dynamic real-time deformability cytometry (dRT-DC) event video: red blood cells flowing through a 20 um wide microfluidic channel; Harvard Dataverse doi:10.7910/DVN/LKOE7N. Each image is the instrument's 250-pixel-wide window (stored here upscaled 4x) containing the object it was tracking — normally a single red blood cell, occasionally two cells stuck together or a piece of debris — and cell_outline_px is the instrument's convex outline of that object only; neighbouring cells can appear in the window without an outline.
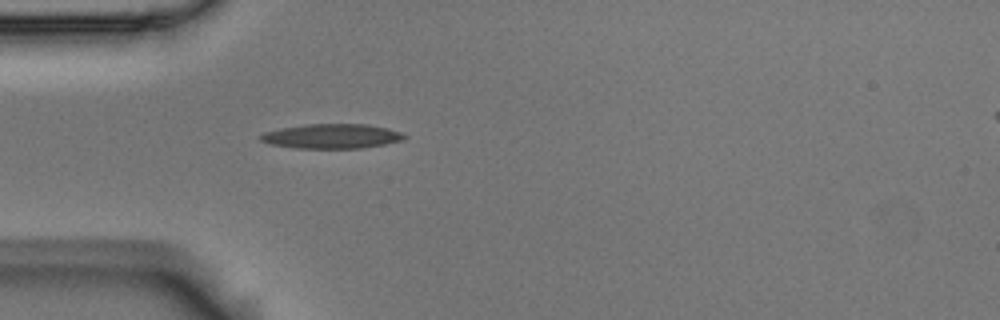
{"species": "Egyptian fruit bat (a non-hibernating species)", "species_latin": "Rousettus aegyptiacus", "temperature_condition": "room temperature", "stored_images_in_passage": 39, "camera_frame_rate_fps": 3000, "um_per_image_px": 0.085, "animal": {"sex": "male"}, "frame": {"image": 1, "passage_image": 1, "time_ms": 0.0, "image_size_px": [1000, 320], "cell_outline_px": [[408, 136], [404, 140], [364, 148], [296, 148], [272, 144], [260, 140], [260, 136], [264, 132], [280, 128], [304, 124], [368, 124], [388, 128], [400, 132]], "centroid_in_image_um": [28.24, 11.57], "position_along_channel_um": 56.8, "area_um2": 20.63}}
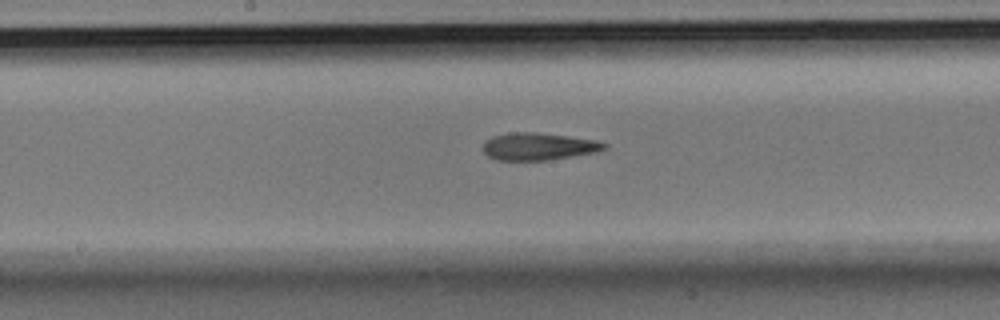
{"frame": {"image": 2, "passage_image": 13, "time_ms": 4.0, "image_size_px": [1000, 320], "cell_outline_px": [[608, 148], [596, 152], [548, 160], [496, 160], [488, 156], [484, 152], [484, 140], [492, 136], [512, 132], [536, 132], [568, 136], [596, 140], [608, 144]], "centroid_in_image_um": [45.77, 12.44], "position_along_channel_um": 202.4, "area_um2": 19.36}}
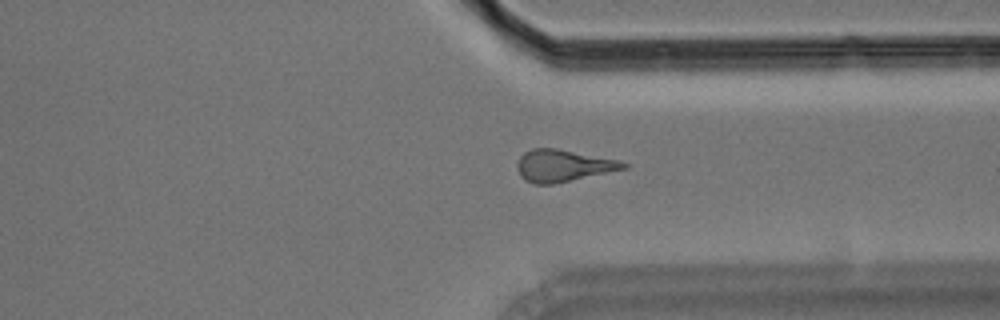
{"frame": {"image": 3, "passage_image": 26, "time_ms": 8.333, "image_size_px": [1000, 320], "cell_outline_px": [[628, 168], [552, 184], [532, 184], [524, 180], [520, 176], [516, 168], [516, 164], [520, 156], [524, 152], [532, 148], [556, 148], [620, 160], [628, 164]], "centroid_in_image_um": [47.83, 14.08], "position_along_channel_um": 363.6, "area_um2": 19.88}, "authors_computed_cell_mechanics": {"area_um2": 19.2474, "velocity_mm_per_s": 3.7219, "shape_relaxation_time_tau1_ms": 5.0884, "shape_relaxation_time_tau2_ms": 5.9536, "deformation_change_tau1": 0.2254, "deformation_change_tau2": 0.1998}}